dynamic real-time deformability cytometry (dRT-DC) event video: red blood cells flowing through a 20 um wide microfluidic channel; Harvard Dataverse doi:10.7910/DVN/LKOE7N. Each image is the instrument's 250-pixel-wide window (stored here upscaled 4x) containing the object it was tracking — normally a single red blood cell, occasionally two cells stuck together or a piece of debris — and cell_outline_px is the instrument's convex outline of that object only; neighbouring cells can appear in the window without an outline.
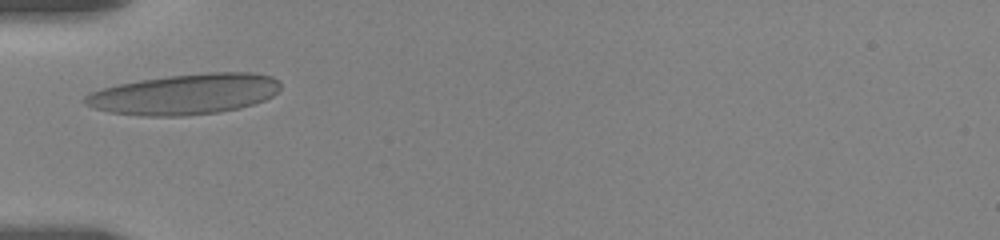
{"species": "human", "species_latin": "Homo sapiens", "temperature_condition": "room temperature", "stored_images_in_passage": 16, "camera_frame_rate_fps": 3000, "um_per_image_px": 0.085, "donor": {"sex": "female"}, "frame": {"image": 1, "passage_image": 1, "time_ms": 0.0, "image_size_px": [1000, 240], "cell_outline_px": [[280, 88], [272, 96], [264, 100], [240, 108], [220, 112], [184, 116], [140, 116], [108, 112], [84, 104], [80, 100], [84, 96], [100, 88], [140, 80], [172, 76], [208, 72], [252, 72], [272, 76], [280, 84]], "centroid_in_image_um": [15.68, 8.01], "position_along_channel_um": 69.3, "area_um2": 46.24}}
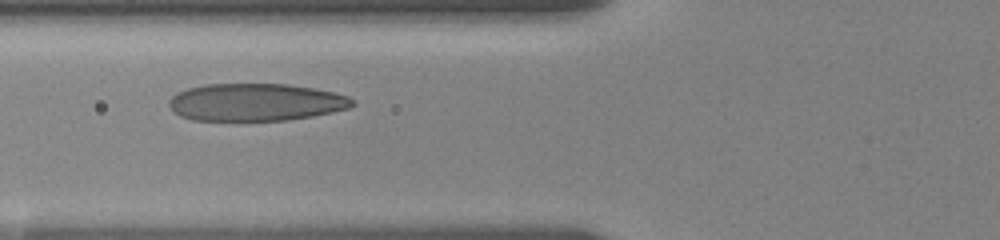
{"frame": {"image": 2, "passage_image": 6, "time_ms": 1.0, "image_size_px": [1000, 240], "cell_outline_px": [[356, 104], [348, 108], [332, 112], [312, 116], [284, 120], [192, 120], [180, 116], [168, 104], [168, 100], [176, 92], [188, 88], [204, 84], [284, 84], [312, 88], [332, 92], [348, 96]], "centroid_in_image_um": [21.7, 8.68], "position_along_channel_um": 104.1, "area_um2": 39.82}}
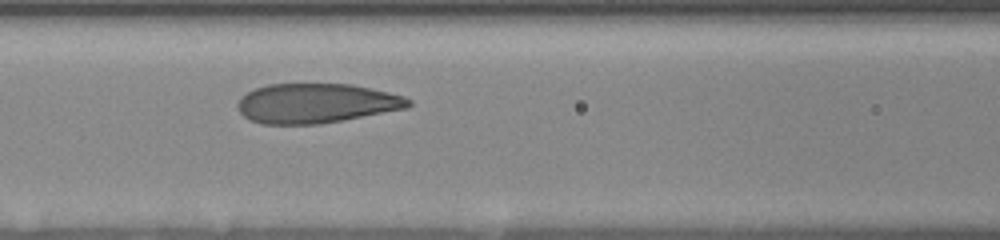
{"frame": {"image": 3, "passage_image": 12, "time_ms": 2.0, "image_size_px": [1000, 240], "cell_outline_px": [[412, 104], [408, 108], [320, 124], [264, 124], [252, 120], [244, 116], [236, 108], [236, 104], [240, 96], [256, 88], [268, 84], [352, 84], [388, 92], [404, 96], [412, 100]], "centroid_in_image_um": [26.87, 8.78], "position_along_channel_um": 139.7, "area_um2": 39.48}}